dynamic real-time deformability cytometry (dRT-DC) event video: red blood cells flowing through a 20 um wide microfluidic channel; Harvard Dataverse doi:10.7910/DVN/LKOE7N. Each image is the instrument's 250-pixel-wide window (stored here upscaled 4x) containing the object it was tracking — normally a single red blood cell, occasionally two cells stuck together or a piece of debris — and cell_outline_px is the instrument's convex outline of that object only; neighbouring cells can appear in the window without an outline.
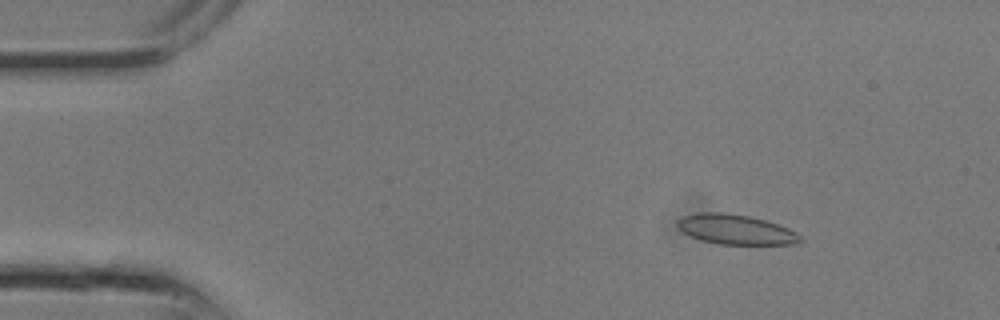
{"species": "common noctule bat (a hibernating species)", "species_latin": "Nyctalus noctula", "temperature_condition": "room temperature", "stored_images_in_passage": 13, "camera_frame_rate_fps": 3000, "um_per_image_px": 0.085, "animal": {"sex": "male", "body_mass_g": 13.3}, "frame": {"image": 1, "passage_image": 4, "time_ms": 1.0, "image_size_px": [1000, 320], "cell_outline_px": [[804, 240], [796, 244], [720, 244], [700, 240], [684, 232], [676, 224], [676, 220], [680, 216], [700, 212], [720, 212], [748, 216], [764, 220], [788, 228], [796, 232]], "centroid_in_image_um": [62.51, 19.5], "position_along_channel_um": 22.5, "area_um2": 21.27}}
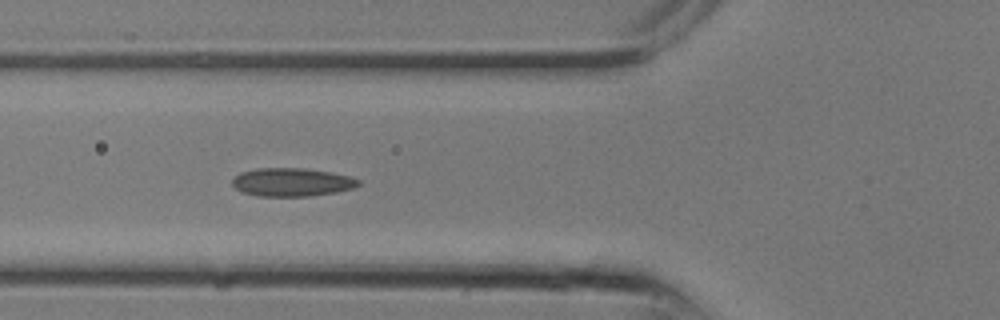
{"frame": {"image": 2, "passage_image": 10, "time_ms": 3.0, "image_size_px": [1000, 320], "cell_outline_px": [[360, 184], [352, 188], [336, 192], [308, 196], [260, 196], [244, 192], [236, 188], [232, 184], [232, 180], [240, 172], [256, 168], [304, 168], [332, 172], [348, 176], [360, 180]], "centroid_in_image_um": [24.81, 15.47], "position_along_channel_um": 101.0, "area_um2": 20.69}}
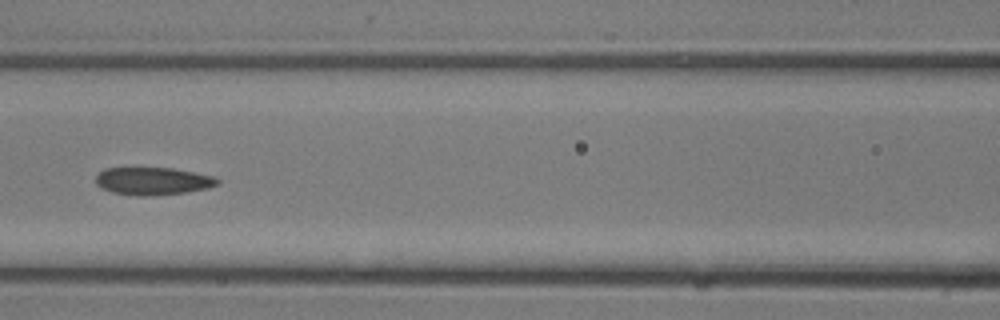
{"frame": {"image": 3, "passage_image": 12, "time_ms": 3.667, "image_size_px": [1000, 320], "cell_outline_px": [[220, 184], [208, 188], [184, 192], [152, 196], [136, 196], [112, 192], [100, 188], [96, 184], [96, 176], [104, 168], [172, 168], [216, 176], [220, 180]], "centroid_in_image_um": [13.01, 15.39], "position_along_channel_um": 153.6, "area_um2": 19.77}}